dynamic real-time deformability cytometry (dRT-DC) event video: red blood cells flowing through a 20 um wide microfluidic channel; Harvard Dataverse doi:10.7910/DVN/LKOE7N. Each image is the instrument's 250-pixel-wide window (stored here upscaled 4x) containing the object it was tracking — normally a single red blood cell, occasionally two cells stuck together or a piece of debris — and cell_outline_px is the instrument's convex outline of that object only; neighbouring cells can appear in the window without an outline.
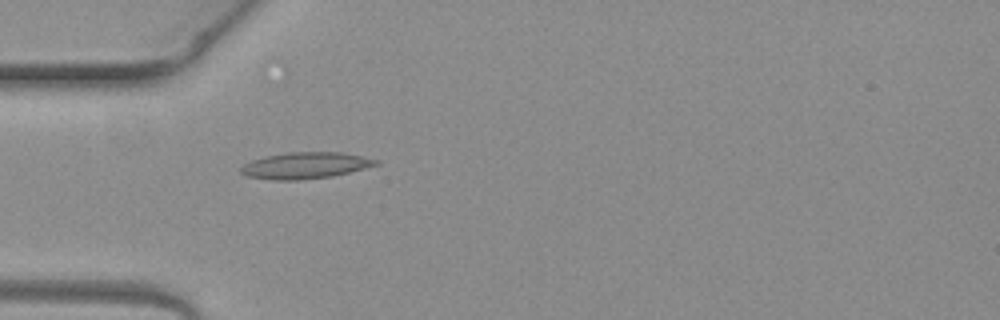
{"species": "common noctule bat (a hibernating species)", "species_latin": "Nyctalus noctula", "temperature_condition": "warm", "stored_images_in_passage": 3, "camera_frame_rate_fps": 3000, "um_per_image_px": 0.085, "animal": {"sex": "female", "body_mass_g": 19.3, "forearm_length_mm": 54.1}, "frame": {"image": 1, "passage_image": 3, "time_ms": 0.667, "image_size_px": [1000, 320], "cell_outline_px": [[380, 164], [332, 176], [300, 180], [272, 180], [244, 176], [240, 172], [240, 168], [244, 164], [252, 160], [264, 156], [288, 152], [340, 152], [380, 160]], "centroid_in_image_um": [25.91, 14.07], "position_along_channel_um": 59.1, "area_um2": 20.81}}